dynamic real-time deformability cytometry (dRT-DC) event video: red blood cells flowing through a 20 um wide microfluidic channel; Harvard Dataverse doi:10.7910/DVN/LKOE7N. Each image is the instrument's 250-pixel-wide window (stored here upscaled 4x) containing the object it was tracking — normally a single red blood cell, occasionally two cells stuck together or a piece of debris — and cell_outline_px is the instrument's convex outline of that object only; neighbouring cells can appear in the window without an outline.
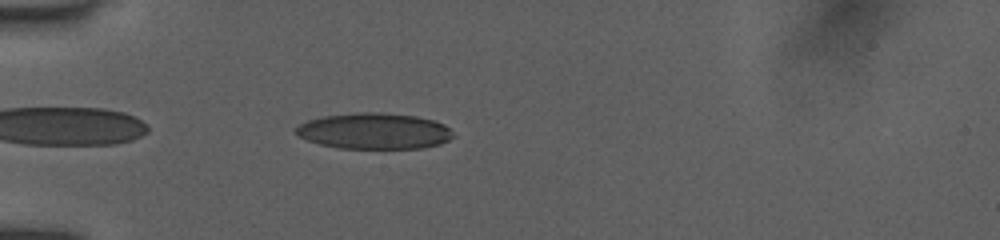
{"species": "human", "species_latin": "Homo sapiens", "temperature_condition": "room temperature", "stored_images_in_passage": 8, "camera_frame_rate_fps": 3000, "um_per_image_px": 0.085, "donor": {"sex": "female"}, "frame": {"image": 1, "passage_image": 3, "time_ms": 0.333, "image_size_px": [1000, 240], "cell_outline_px": [[456, 136], [440, 144], [420, 148], [336, 148], [320, 144], [308, 140], [300, 136], [296, 132], [296, 128], [300, 124], [308, 120], [324, 116], [356, 112], [380, 112], [416, 116], [432, 120], [444, 124]], "centroid_in_image_um": [31.83, 11.13], "position_along_channel_um": 53.2, "area_um2": 32.89}}
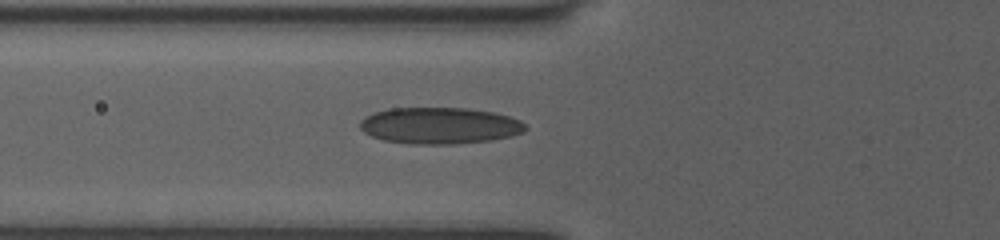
{"frame": {"image": 2, "passage_image": 7, "time_ms": 1.667, "image_size_px": [1000, 240], "cell_outline_px": [[528, 128], [524, 132], [512, 136], [492, 140], [452, 144], [412, 144], [384, 140], [372, 136], [364, 132], [360, 128], [360, 120], [376, 112], [388, 108], [468, 108], [492, 112], [508, 116], [520, 120]], "centroid_in_image_um": [37.4, 10.68], "position_along_channel_um": 88.4, "area_um2": 35.14}}